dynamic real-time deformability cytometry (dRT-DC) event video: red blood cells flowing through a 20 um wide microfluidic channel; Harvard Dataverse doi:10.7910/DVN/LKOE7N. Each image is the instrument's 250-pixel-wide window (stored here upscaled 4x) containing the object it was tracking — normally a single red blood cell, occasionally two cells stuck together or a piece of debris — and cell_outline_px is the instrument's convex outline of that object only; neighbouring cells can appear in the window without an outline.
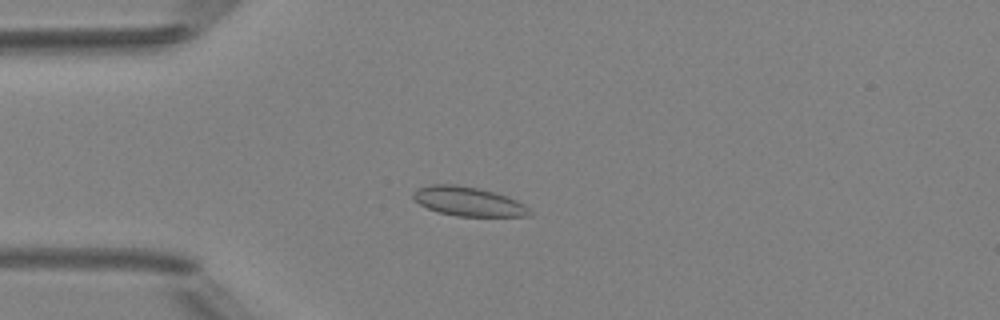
{"species": "Egyptian fruit bat (a non-hibernating species)", "species_latin": "Rousettus aegyptiacus", "temperature_condition": "room temperature", "stored_images_in_passage": 5, "camera_frame_rate_fps": 3000, "um_per_image_px": 0.085, "animal": {"sex": "female"}, "frame": {"image": 1, "passage_image": 3, "time_ms": 3.333, "image_size_px": [1000, 320], "cell_outline_px": [[532, 216], [456, 216], [440, 212], [428, 208], [420, 204], [412, 196], [412, 192], [416, 188], [432, 184], [456, 184], [480, 188], [508, 196], [524, 204], [532, 212]], "centroid_in_image_um": [39.81, 17.11], "position_along_channel_um": 45.2, "area_um2": 19.88}}
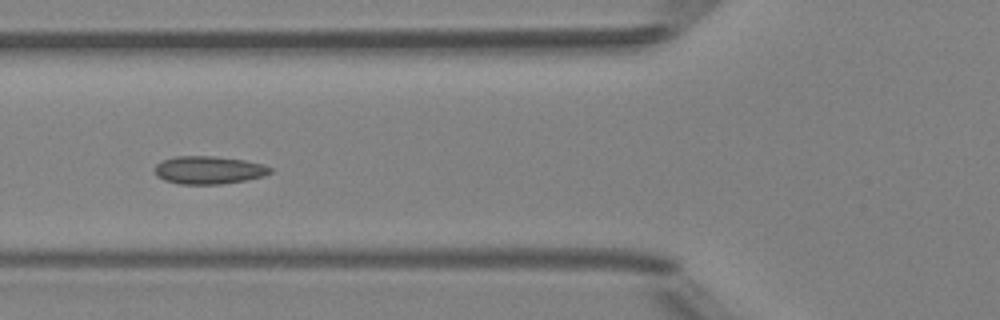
{"frame": {"image": 2, "passage_image": 5, "time_ms": 5.333, "image_size_px": [1000, 320], "cell_outline_px": [[272, 172], [264, 176], [248, 180], [220, 184], [180, 184], [164, 180], [156, 176], [152, 168], [160, 160], [176, 156], [212, 156], [244, 160], [264, 164], [272, 168]], "centroid_in_image_um": [17.71, 14.45], "position_along_channel_um": 108.1, "area_um2": 19.07}}